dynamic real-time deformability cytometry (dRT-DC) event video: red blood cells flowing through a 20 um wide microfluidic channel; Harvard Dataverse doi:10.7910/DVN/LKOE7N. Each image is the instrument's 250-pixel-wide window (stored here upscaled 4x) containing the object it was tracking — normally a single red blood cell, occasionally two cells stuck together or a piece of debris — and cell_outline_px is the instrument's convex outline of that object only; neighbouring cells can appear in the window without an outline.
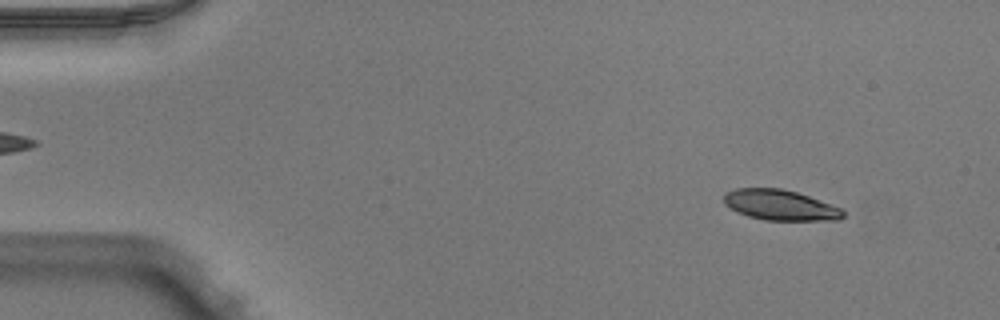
{"species": "Egyptian fruit bat (a non-hibernating species)", "species_latin": "Rousettus aegyptiacus", "temperature_condition": "warm", "stored_images_in_passage": 50, "camera_frame_rate_fps": 3000, "um_per_image_px": 0.085, "animal": {"sex": "male"}, "frame": {"image": 1, "passage_image": 5, "time_ms": 1.333, "image_size_px": [1000, 320], "cell_outline_px": [[844, 216], [840, 220], [764, 220], [748, 216], [736, 212], [724, 204], [724, 192], [736, 188], [780, 188], [796, 192], [808, 196], [840, 208], [844, 212]], "centroid_in_image_um": [66.27, 17.43], "position_along_channel_um": 18.7, "area_um2": 21.1}}
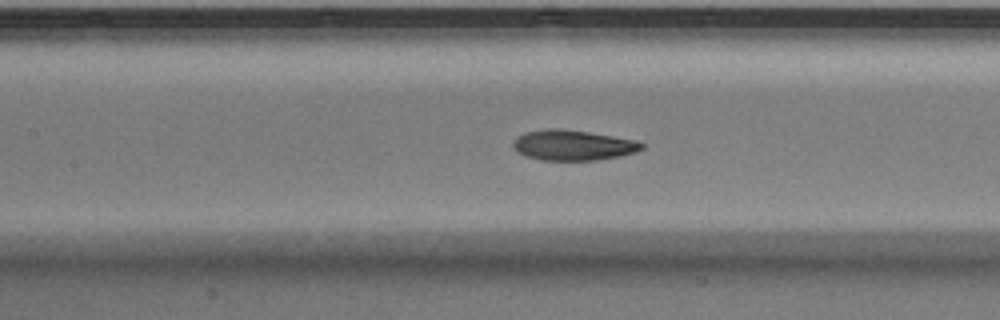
{"frame": {"image": 2, "passage_image": 23, "time_ms": 7.333, "image_size_px": [1000, 320], "cell_outline_px": [[644, 148], [636, 152], [620, 156], [596, 160], [540, 160], [524, 156], [516, 152], [512, 144], [516, 136], [524, 132], [548, 128], [560, 128], [588, 132], [636, 140], [644, 144]], "centroid_in_image_um": [48.66, 12.34], "position_along_channel_um": 158.7, "area_um2": 22.95}}
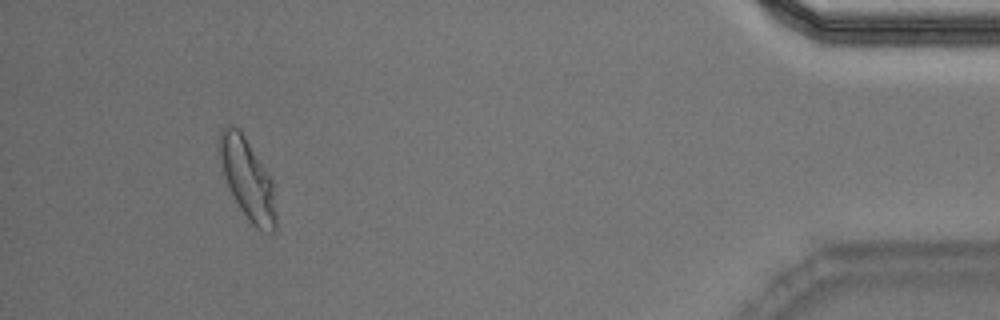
{"frame": {"image": 3, "passage_image": 47, "time_ms": 15.333, "image_size_px": [1000, 320], "cell_outline_px": [[276, 232], [272, 232], [256, 228], [248, 220], [240, 208], [224, 176], [216, 144], [216, 140], [220, 128], [228, 124], [232, 124], [240, 128], [272, 180], [276, 212]], "centroid_in_image_um": [21.0, 15.13], "position_along_channel_um": 414.2, "area_um2": 26.76}, "authors_computed_cell_mechanics": {"area_um2": 22.9755, "velocity_mm_per_s": 3.9698, "shape_relaxation_time_tau1_ms": 3.6696, "shape_relaxation_time_tau2_ms": 1.6325, "deformation_change_tau1": 0.149, "deformation_change_tau2": 0.0674}}